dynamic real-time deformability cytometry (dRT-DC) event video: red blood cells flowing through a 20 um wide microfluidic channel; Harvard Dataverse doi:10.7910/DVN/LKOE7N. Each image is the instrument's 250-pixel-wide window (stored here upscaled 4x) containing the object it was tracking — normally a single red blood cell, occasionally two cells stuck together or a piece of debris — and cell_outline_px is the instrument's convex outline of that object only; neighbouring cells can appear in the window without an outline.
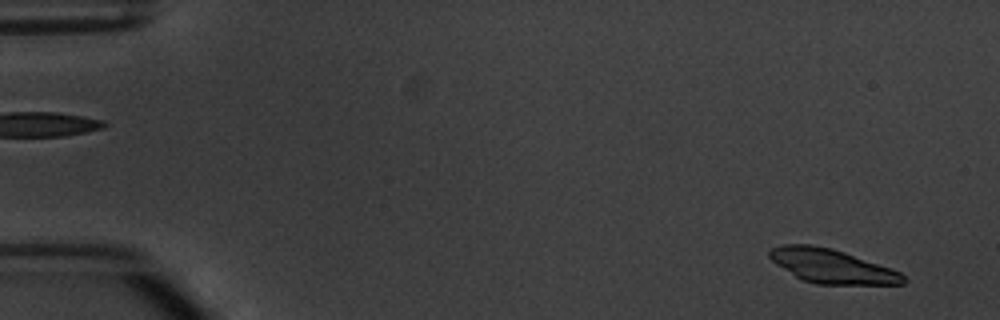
{"species": "common noctule bat (a hibernating species)", "species_latin": "Nyctalus noctula", "temperature_condition": "warm", "stored_images_in_passage": 2, "camera_frame_rate_fps": 3000, "um_per_image_px": 0.085, "animal": {"sex": "male", "body_mass_g": 20.1, "forearm_length_mm": 53.5}, "frame": {"image": 1, "passage_image": 2, "time_ms": 1.333, "image_size_px": [1000, 320], "cell_outline_px": [[908, 280], [904, 284], [816, 284], [804, 280], [796, 276], [776, 264], [768, 256], [768, 252], [772, 248], [784, 244], [808, 244], [832, 248], [844, 252], [900, 272]], "centroid_in_image_um": [70.69, 22.62], "position_along_channel_um": 14.3, "area_um2": 26.13}}